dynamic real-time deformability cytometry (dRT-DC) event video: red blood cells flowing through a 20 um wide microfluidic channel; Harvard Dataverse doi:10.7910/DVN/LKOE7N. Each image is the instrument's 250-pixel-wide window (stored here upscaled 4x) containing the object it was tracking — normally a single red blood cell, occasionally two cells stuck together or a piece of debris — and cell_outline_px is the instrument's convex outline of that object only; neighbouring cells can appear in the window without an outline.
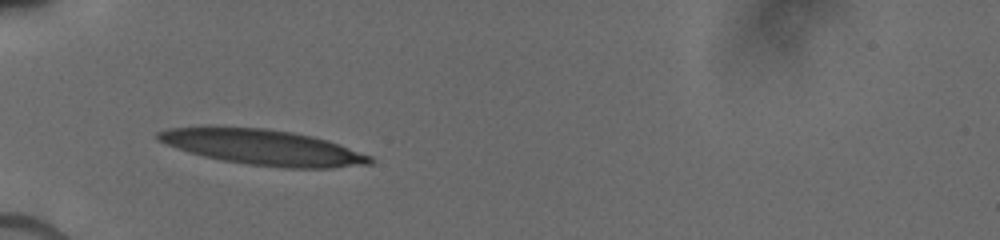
{"species": "human", "species_latin": "Homo sapiens", "temperature_condition": "cold", "stored_images_in_passage": 5, "camera_frame_rate_fps": 3000, "um_per_image_px": 0.085, "donor": {"sex": "male"}, "frame": {"image": 1, "passage_image": 1, "time_ms": 0.0, "image_size_px": [1000, 240], "cell_outline_px": [[376, 160], [372, 164], [332, 168], [284, 168], [248, 164], [224, 160], [204, 156], [188, 152], [156, 140], [156, 132], [168, 128], [208, 124], [264, 128], [292, 132], [312, 136], [328, 140], [372, 156]], "centroid_in_image_um": [22.3, 12.48], "position_along_channel_um": 62.7, "area_um2": 44.68}}
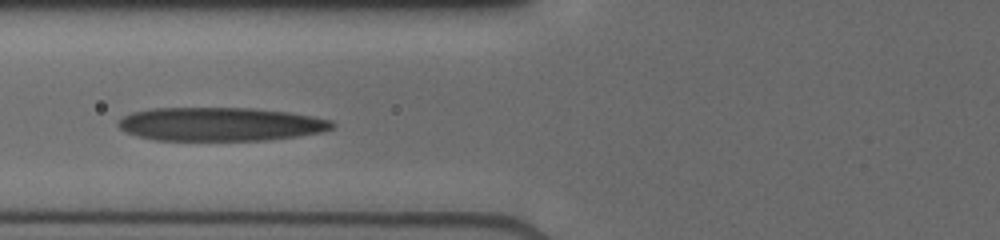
{"frame": {"image": 2, "passage_image": 3, "time_ms": 1.333, "image_size_px": [1000, 240], "cell_outline_px": [[336, 124], [332, 128], [320, 132], [296, 136], [268, 140], [156, 140], [136, 136], [124, 132], [116, 124], [116, 120], [132, 112], [152, 108], [252, 108], [288, 112], [312, 116], [332, 120]], "centroid_in_image_um": [18.68, 10.55], "position_along_channel_um": 107.1, "area_um2": 42.02}}
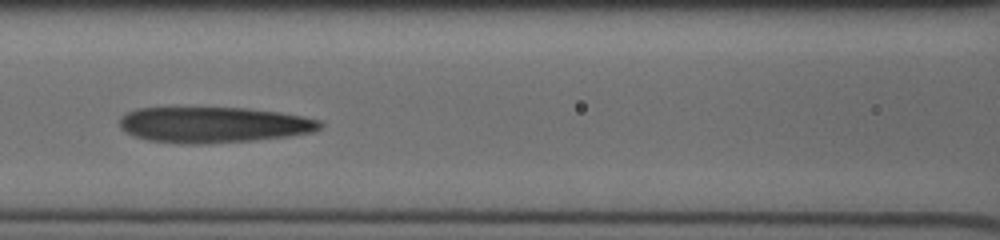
{"frame": {"image": 3, "passage_image": 4, "time_ms": 2.333, "image_size_px": [1000, 240], "cell_outline_px": [[324, 124], [320, 128], [312, 132], [288, 136], [252, 140], [204, 144], [180, 144], [148, 140], [132, 136], [124, 132], [120, 128], [120, 116], [136, 108], [248, 108], [280, 112], [320, 120]], "centroid_in_image_um": [18.11, 10.61], "position_along_channel_um": 148.5, "area_um2": 41.96}}